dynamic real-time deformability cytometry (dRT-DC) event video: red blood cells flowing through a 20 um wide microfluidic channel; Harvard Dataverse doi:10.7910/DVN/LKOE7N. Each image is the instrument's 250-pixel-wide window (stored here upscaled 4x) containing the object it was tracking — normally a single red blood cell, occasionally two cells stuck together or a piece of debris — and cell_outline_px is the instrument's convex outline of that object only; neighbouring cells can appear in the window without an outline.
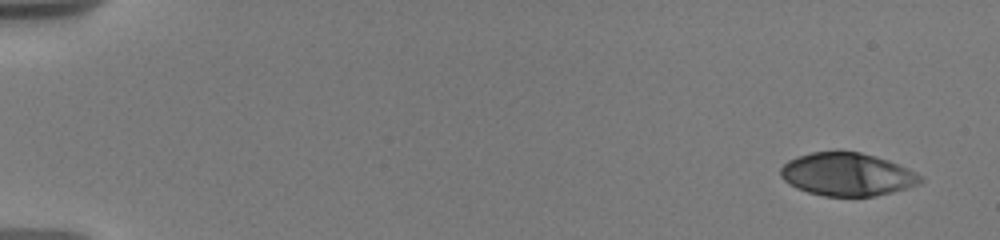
{"species": "human", "species_latin": "Homo sapiens", "temperature_condition": "warm", "stored_images_in_passage": 26, "camera_frame_rate_fps": 3000, "um_per_image_px": 0.085, "donor": {"sex": "male"}, "frame": {"image": 1, "passage_image": 1, "time_ms": 0.0, "image_size_px": [1000, 240], "cell_outline_px": [[924, 180], [920, 184], [892, 192], [876, 196], [824, 196], [808, 192], [796, 188], [788, 184], [780, 176], [780, 168], [788, 160], [796, 156], [812, 152], [836, 148], [860, 152], [888, 160], [908, 168], [924, 176]], "centroid_in_image_um": [72.0, 14.79], "position_along_channel_um": 13.0, "area_um2": 35.84}}
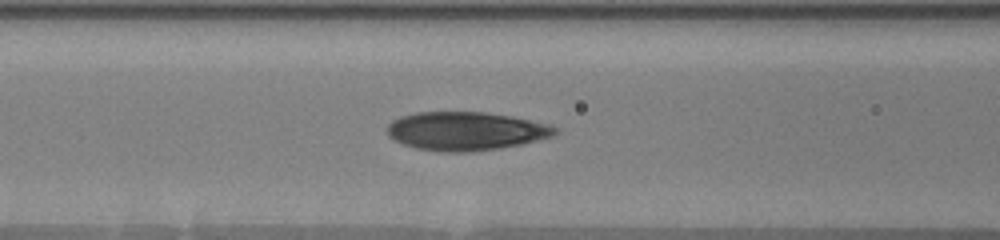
{"frame": {"image": 2, "passage_image": 12, "time_ms": 7.333, "image_size_px": [1000, 240], "cell_outline_px": [[560, 132], [552, 136], [524, 144], [500, 148], [472, 152], [440, 152], [416, 148], [392, 140], [388, 136], [388, 124], [392, 120], [400, 116], [416, 112], [484, 112], [512, 116], [552, 124], [560, 128]], "centroid_in_image_um": [39.64, 11.14], "position_along_channel_um": 127.0, "area_um2": 38.26}}
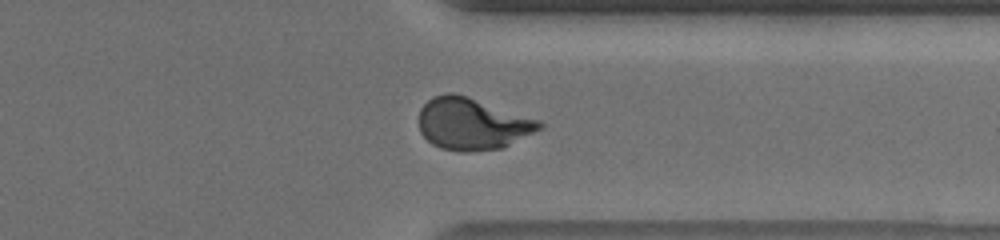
{"frame": {"image": 3, "passage_image": 22, "time_ms": 14.0, "image_size_px": [1000, 240], "cell_outline_px": [[544, 128], [500, 148], [468, 152], [460, 152], [440, 148], [432, 144], [420, 132], [420, 108], [432, 96], [448, 92], [452, 92], [468, 96], [540, 120], [544, 124]], "centroid_in_image_um": [40.14, 10.52], "position_along_channel_um": 371.3, "area_um2": 36.47}, "authors_computed_cell_mechanics": {"area_um2": 36.2695, "velocity_mm_per_s": 3.6616, "shape_relaxation_time_tau1_ms": 7.8667, "shape_relaxation_time_tau2_ms": 0.9785, "deformation_change_tau1": 0.3002, "deformation_change_tau2": 0.0671}}